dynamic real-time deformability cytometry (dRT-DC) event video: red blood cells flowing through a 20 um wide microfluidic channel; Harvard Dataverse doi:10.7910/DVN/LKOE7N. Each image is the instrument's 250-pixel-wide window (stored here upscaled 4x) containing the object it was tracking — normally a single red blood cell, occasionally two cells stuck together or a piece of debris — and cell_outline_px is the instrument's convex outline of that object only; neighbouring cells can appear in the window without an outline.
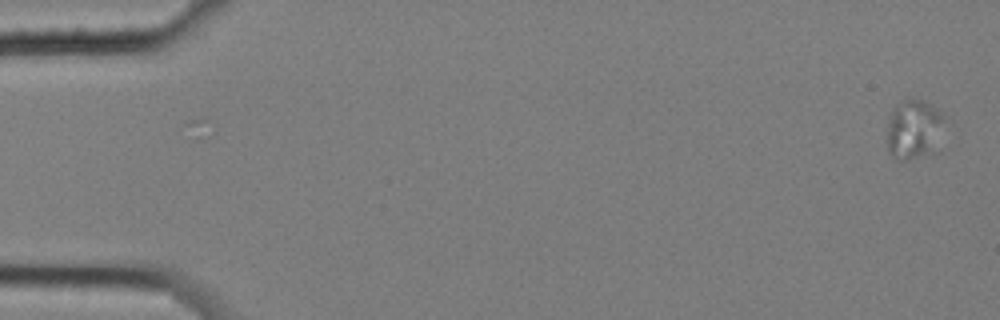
{"species": "common noctule bat (a hibernating species)", "species_latin": "Nyctalus noctula", "temperature_condition": "cold", "stored_images_in_passage": 2, "camera_frame_rate_fps": 3000, "um_per_image_px": 0.085, "animal": {"sex": "female", "body_mass_g": 25.1}, "frame": {"image": 1, "passage_image": 2, "time_ms": 0.333, "image_size_px": [1000, 320], "cell_outline_px": [[944, 116], [924, 148], [920, 152], [908, 160], [896, 160], [888, 152], [888, 116], [904, 100], [912, 96], [920, 100], [940, 112]], "centroid_in_image_um": [77.46, 10.88], "position_along_channel_um": 7.5, "area_um2": 17.4}}